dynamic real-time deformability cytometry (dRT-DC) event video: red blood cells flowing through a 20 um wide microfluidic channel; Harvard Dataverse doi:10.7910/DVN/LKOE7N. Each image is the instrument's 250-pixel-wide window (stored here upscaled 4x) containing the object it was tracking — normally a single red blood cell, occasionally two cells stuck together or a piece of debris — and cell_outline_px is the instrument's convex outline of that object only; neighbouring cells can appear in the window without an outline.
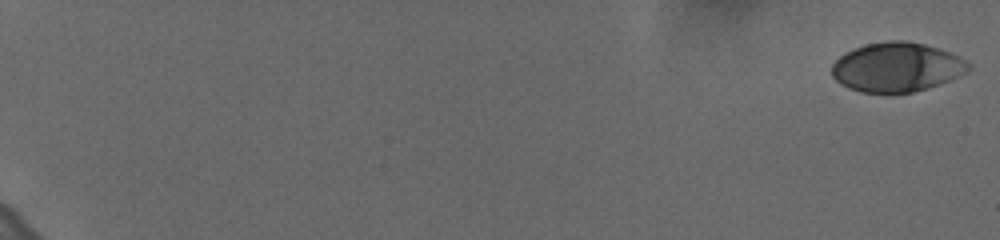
{"species": "human", "species_latin": "Homo sapiens", "temperature_condition": "cold", "stored_images_in_passage": 21, "camera_frame_rate_fps": 3000, "um_per_image_px": 0.085, "donor": {"sex": "female"}, "frame": {"image": 1, "passage_image": 1, "time_ms": 0.0, "image_size_px": [1000, 240], "cell_outline_px": [[972, 68], [948, 80], [928, 88], [912, 92], [860, 92], [848, 88], [840, 84], [832, 76], [832, 64], [844, 52], [868, 44], [888, 40], [904, 40], [924, 44], [960, 56], [972, 64]], "centroid_in_image_um": [76.21, 5.7], "position_along_channel_um": 8.8, "area_um2": 39.02}}
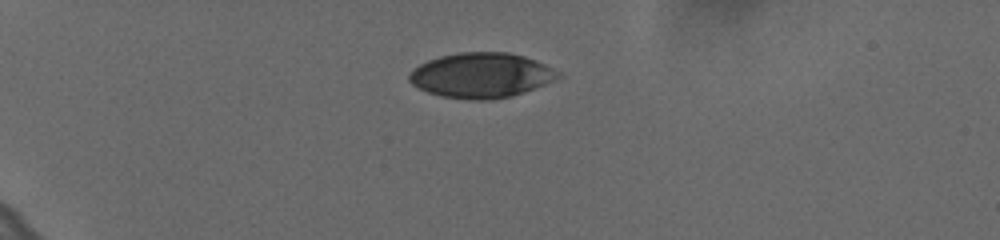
{"frame": {"image": 2, "passage_image": 12, "time_ms": 3.667, "image_size_px": [1000, 240], "cell_outline_px": [[560, 76], [544, 84], [524, 92], [512, 96], [488, 100], [468, 100], [440, 96], [428, 92], [412, 84], [408, 80], [408, 72], [420, 64], [428, 60], [440, 56], [460, 52], [508, 52], [524, 56], [536, 60], [560, 72]], "centroid_in_image_um": [40.87, 6.4], "position_along_channel_um": 44.1, "area_um2": 39.02}}
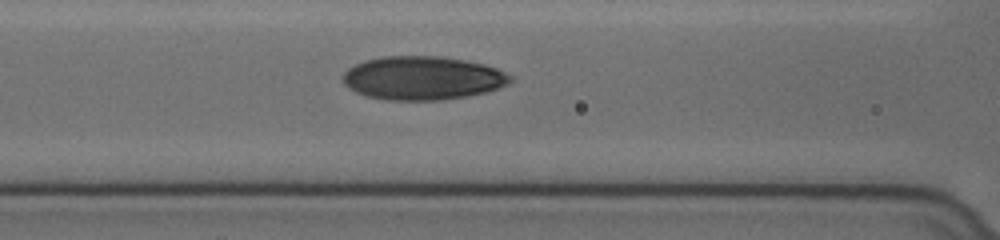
{"frame": {"image": 3, "passage_image": 21, "time_ms": 6.667, "image_size_px": [1000, 240], "cell_outline_px": [[512, 80], [508, 84], [484, 92], [468, 96], [440, 100], [384, 100], [368, 96], [356, 92], [348, 88], [344, 84], [344, 72], [348, 68], [364, 60], [380, 56], [444, 56], [484, 64], [496, 68], [512, 76]], "centroid_in_image_um": [35.9, 6.63], "position_along_channel_um": 130.7, "area_um2": 42.54}}